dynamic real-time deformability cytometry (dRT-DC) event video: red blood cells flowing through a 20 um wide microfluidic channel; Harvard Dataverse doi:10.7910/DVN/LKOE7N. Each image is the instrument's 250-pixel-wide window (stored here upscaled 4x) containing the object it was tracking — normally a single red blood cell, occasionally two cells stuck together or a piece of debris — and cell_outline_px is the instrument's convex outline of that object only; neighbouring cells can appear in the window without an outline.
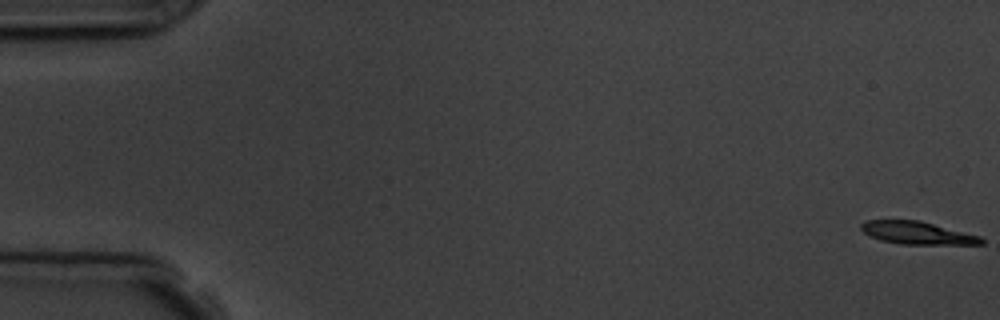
{"species": "common noctule bat (a hibernating species)", "species_latin": "Nyctalus noctula", "temperature_condition": "room temperature", "stored_images_in_passage": 5, "camera_frame_rate_fps": 3000, "um_per_image_px": 0.085, "animal": {"sex": "male", "body_mass_g": 19.5, "forearm_length_mm": 54.6}, "frame": {"image": 1, "passage_image": 1, "time_ms": 0.0, "image_size_px": [1000, 320], "cell_outline_px": [[984, 244], [900, 244], [880, 240], [864, 232], [860, 228], [860, 224], [864, 220], [920, 220], [980, 236], [984, 240]], "centroid_in_image_um": [77.95, 19.79], "position_along_channel_um": 7.0, "area_um2": 15.84}}
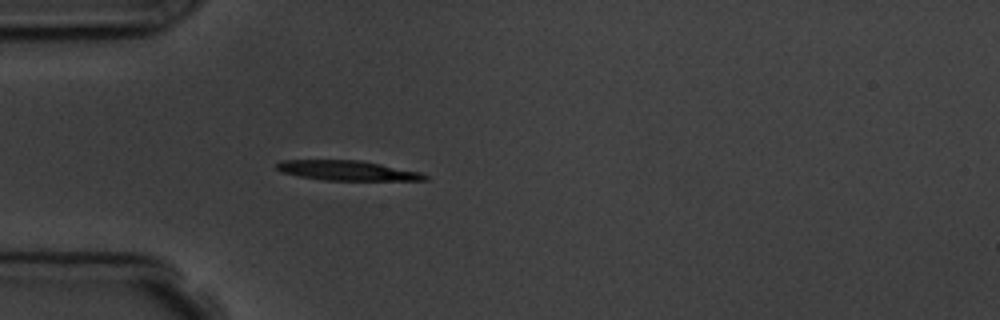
{"frame": {"image": 2, "passage_image": 5, "time_ms": 5.333, "image_size_px": [1000, 320], "cell_outline_px": [[428, 180], [324, 180], [300, 176], [280, 172], [276, 168], [276, 164], [280, 160], [360, 160], [420, 172], [428, 176]], "centroid_in_image_um": [29.48, 14.49], "position_along_channel_um": 55.5, "area_um2": 16.99}}